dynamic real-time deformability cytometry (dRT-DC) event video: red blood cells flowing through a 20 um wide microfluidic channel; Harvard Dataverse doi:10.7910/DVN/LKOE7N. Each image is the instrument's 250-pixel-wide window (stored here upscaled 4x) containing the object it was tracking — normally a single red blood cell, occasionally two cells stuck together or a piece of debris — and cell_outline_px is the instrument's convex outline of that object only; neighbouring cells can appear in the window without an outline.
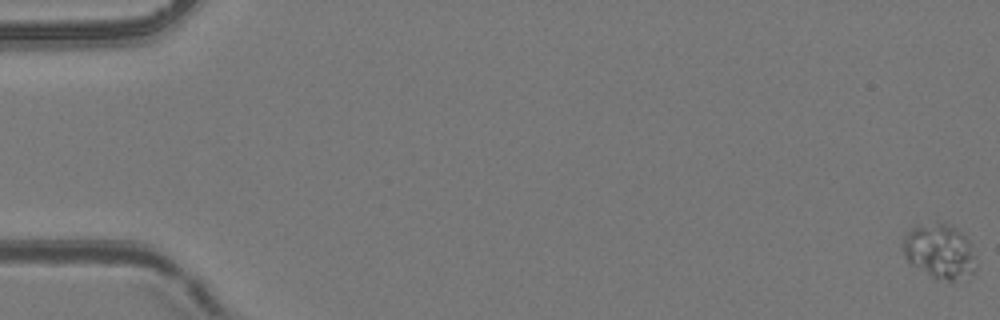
{"species": "common noctule bat (a hibernating species)", "species_latin": "Nyctalus noctula", "temperature_condition": "room temperature", "stored_images_in_passage": 6, "camera_frame_rate_fps": 3000, "um_per_image_px": 0.085, "animal": {"sex": "female", "body_mass_g": 24.6, "forearm_length_mm": 56.2}, "frame": {"image": 1, "passage_image": 1, "time_ms": 0.0, "image_size_px": [1000, 320], "cell_outline_px": [[976, 268], [968, 280], [936, 280], [912, 264], [904, 256], [904, 232], [916, 224], [936, 220], [944, 220], [956, 228], [968, 240], [976, 256]], "centroid_in_image_um": [79.88, 21.33], "position_along_channel_um": 5.1, "area_um2": 24.16}}